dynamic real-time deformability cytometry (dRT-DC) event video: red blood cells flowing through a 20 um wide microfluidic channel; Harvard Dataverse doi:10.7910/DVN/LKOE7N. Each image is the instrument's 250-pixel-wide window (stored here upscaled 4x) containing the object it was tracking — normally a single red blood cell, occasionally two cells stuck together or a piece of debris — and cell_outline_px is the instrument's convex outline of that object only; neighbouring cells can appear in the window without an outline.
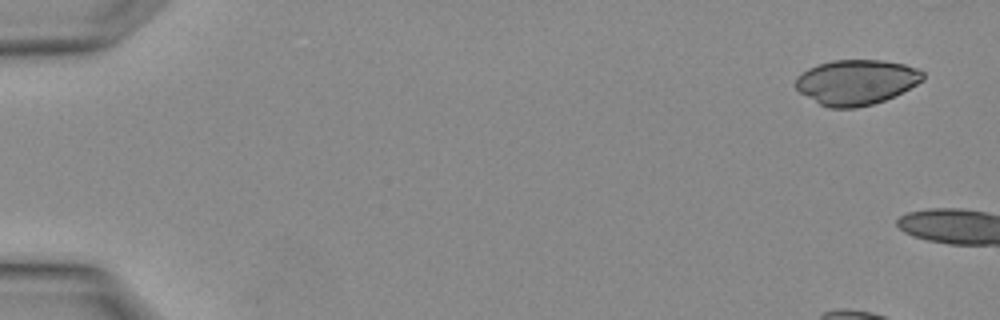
{"species": "Egyptian fruit bat (a non-hibernating species)", "species_latin": "Rousettus aegyptiacus", "temperature_condition": "warm", "stored_images_in_passage": 5, "camera_frame_rate_fps": 3000, "um_per_image_px": 0.085, "animal": {"sex": "female"}, "frame": {"image": 1, "passage_image": 1, "time_ms": 0.0, "image_size_px": [1000, 320], "cell_outline_px": [[924, 80], [884, 100], [872, 104], [856, 108], [828, 108], [820, 104], [800, 92], [796, 88], [796, 76], [808, 68], [832, 60], [880, 60], [904, 64], [920, 68], [924, 72]], "centroid_in_image_um": [72.79, 6.97], "position_along_channel_um": 12.2, "area_um2": 33.29}}
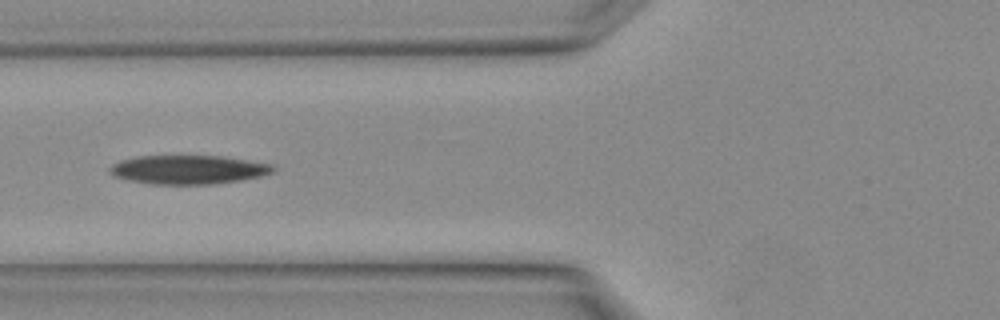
{"frame": {"image": 2, "passage_image": 5, "time_ms": 1.333, "image_size_px": [1000, 320], "cell_outline_px": [[276, 172], [260, 176], [240, 180], [212, 184], [152, 184], [128, 180], [116, 176], [108, 168], [112, 164], [120, 160], [140, 156], [224, 156], [276, 164]], "centroid_in_image_um": [16.09, 14.41], "position_along_channel_um": 109.7, "area_um2": 27.57}}